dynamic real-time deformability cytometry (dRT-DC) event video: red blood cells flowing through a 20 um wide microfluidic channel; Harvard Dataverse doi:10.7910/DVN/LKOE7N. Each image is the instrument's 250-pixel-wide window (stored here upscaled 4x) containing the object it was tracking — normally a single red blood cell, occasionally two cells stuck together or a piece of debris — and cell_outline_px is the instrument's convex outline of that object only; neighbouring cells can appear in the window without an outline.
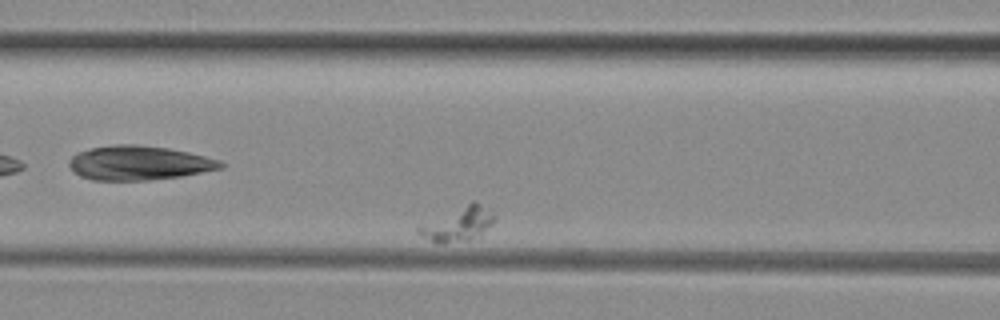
{"species": "common noctule bat (a hibernating species)", "species_latin": "Nyctalus noctula", "temperature_condition": "room temperature", "stored_images_in_passage": 41, "camera_frame_rate_fps": 3000, "um_per_image_px": 0.085, "animal": {"sex": "female", "body_mass_g": 29.2, "forearm_length_mm": 56.3}, "frame": {"image": 1, "passage_image": 17, "time_ms": 5.333, "image_size_px": [1000, 320], "cell_outline_px": [[496, 220], [492, 224], [468, 240], [444, 244], [436, 244], [416, 232], [416, 228], [472, 200], [476, 200], [496, 216]], "centroid_in_image_um": [38.93, 19.04], "position_along_channel_um": 127.7, "area_um2": 14.68}}
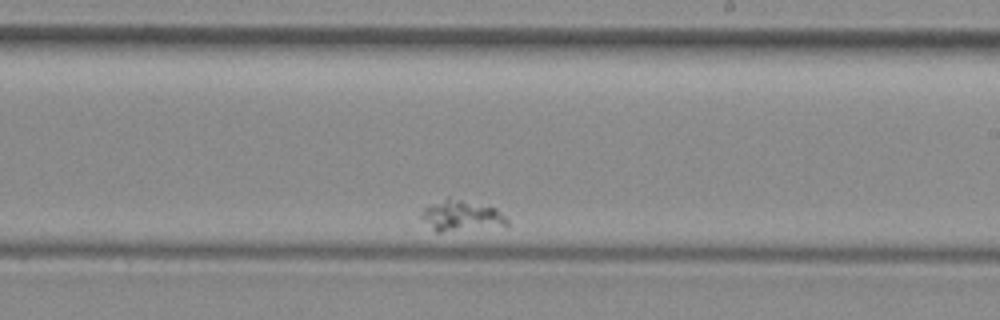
{"frame": {"image": 2, "passage_image": 29, "time_ms": 9.333, "image_size_px": [1000, 320], "cell_outline_px": [[508, 228], [440, 232], [436, 232], [420, 216], [420, 212], [428, 204], [448, 196], [496, 208], [508, 220]], "centroid_in_image_um": [39.26, 18.36], "position_along_channel_um": 249.7, "area_um2": 16.07}}
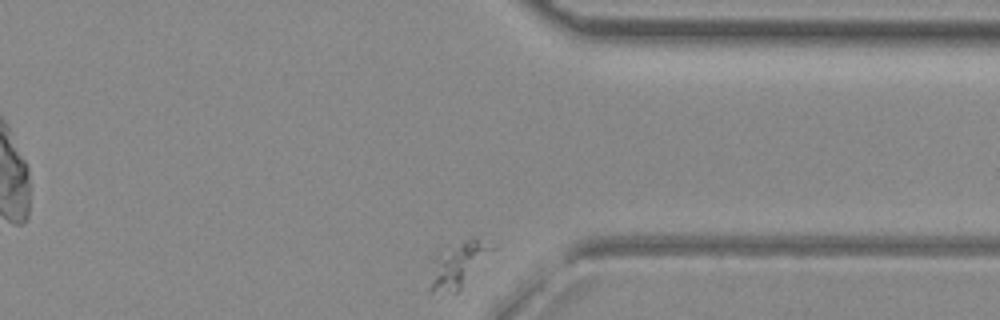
{"frame": {"image": 3, "passage_image": 41, "time_ms": 13.333, "image_size_px": [1000, 320], "cell_outline_px": [[496, 248], [460, 288], [456, 292], [428, 292], [428, 288], [436, 256], [468, 240], [476, 240], [496, 244]], "centroid_in_image_um": [38.97, 22.55], "position_along_channel_um": 372.4, "area_um2": 15.26}}